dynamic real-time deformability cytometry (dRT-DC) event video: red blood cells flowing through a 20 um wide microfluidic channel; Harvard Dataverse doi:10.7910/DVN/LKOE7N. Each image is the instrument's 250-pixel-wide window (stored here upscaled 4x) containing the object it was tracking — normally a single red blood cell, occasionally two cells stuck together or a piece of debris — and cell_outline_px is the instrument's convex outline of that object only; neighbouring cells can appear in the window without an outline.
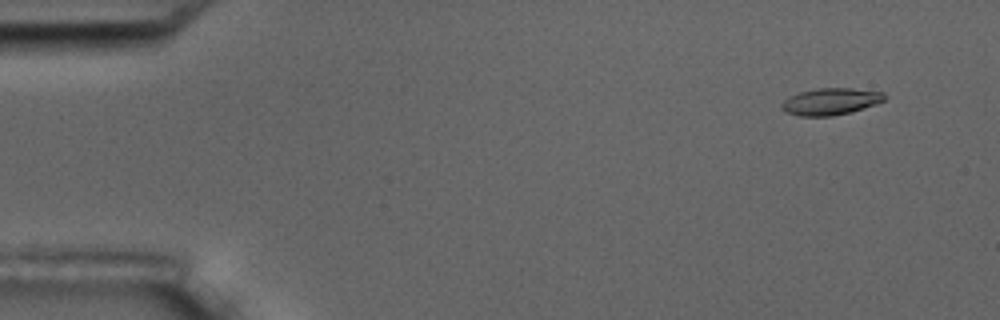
{"species": "common noctule bat (a hibernating species)", "species_latin": "Nyctalus noctula", "temperature_condition": "room temperature", "stored_images_in_passage": 4, "camera_frame_rate_fps": 3000, "um_per_image_px": 0.085, "animal": {"sex": "male", "body_mass_g": 17.5, "forearm_length_mm": 52.3}, "frame": {"image": 1, "passage_image": 1, "time_ms": 0.0, "image_size_px": [1000, 320], "cell_outline_px": [[884, 100], [876, 104], [864, 108], [832, 116], [800, 116], [784, 112], [780, 108], [780, 104], [788, 96], [800, 92], [816, 88], [852, 88], [884, 92]], "centroid_in_image_um": [70.55, 8.62], "position_along_channel_um": 14.5, "area_um2": 16.13}}
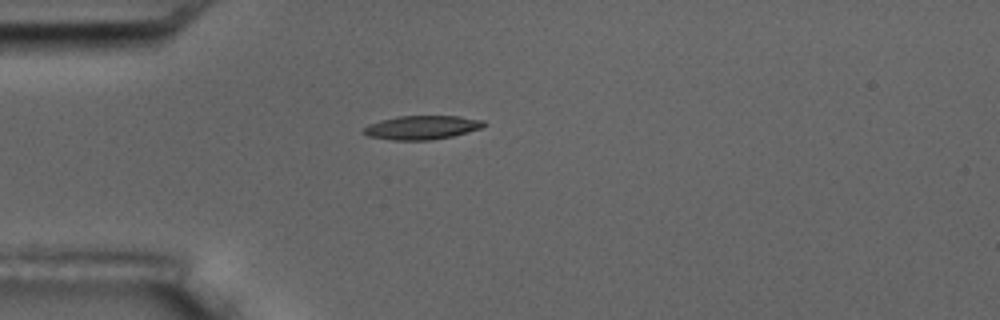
{"frame": {"image": 2, "passage_image": 4, "time_ms": 3.667, "image_size_px": [1000, 320], "cell_outline_px": [[488, 124], [480, 128], [468, 132], [452, 136], [428, 140], [392, 140], [368, 136], [360, 132], [368, 124], [380, 120], [396, 116], [460, 116], [484, 120]], "centroid_in_image_um": [35.84, 10.83], "position_along_channel_um": 49.2, "area_um2": 16.82}}